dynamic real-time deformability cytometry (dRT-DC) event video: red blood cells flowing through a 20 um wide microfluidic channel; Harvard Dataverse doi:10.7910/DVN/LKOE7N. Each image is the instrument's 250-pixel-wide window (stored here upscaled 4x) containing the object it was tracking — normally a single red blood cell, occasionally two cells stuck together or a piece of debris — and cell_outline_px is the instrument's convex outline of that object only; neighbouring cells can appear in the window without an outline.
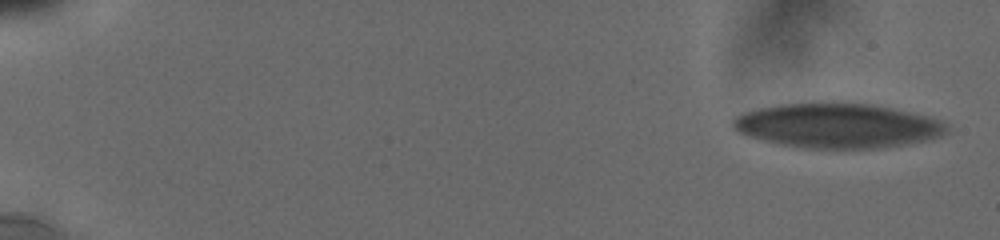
{"species": "human", "species_latin": "Homo sapiens", "temperature_condition": "cold", "stored_images_in_passage": 8, "camera_frame_rate_fps": 3000, "um_per_image_px": 0.085, "donor": {"sex": "male"}, "frame": {"image": 1, "passage_image": 1, "time_ms": 0.0, "image_size_px": [1000, 240], "cell_outline_px": [[948, 132], [940, 136], [924, 140], [876, 148], [804, 148], [764, 140], [748, 136], [736, 132], [732, 124], [732, 120], [736, 116], [760, 108], [776, 104], [832, 100], [836, 100], [872, 104], [908, 112], [924, 116], [948, 124]], "centroid_in_image_um": [71.13, 10.64], "position_along_channel_um": 13.9, "area_um2": 55.66}}
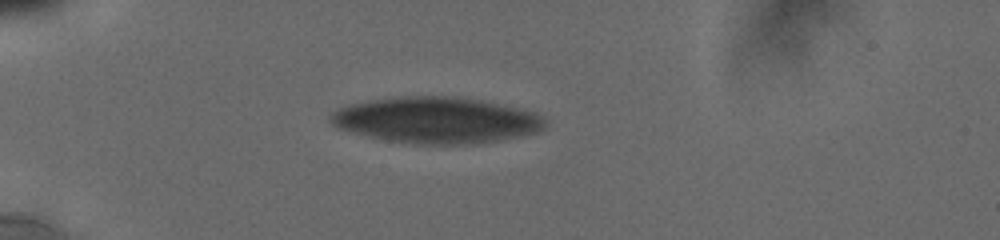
{"frame": {"image": 2, "passage_image": 6, "time_ms": 4.667, "image_size_px": [1000, 240], "cell_outline_px": [[544, 128], [536, 132], [504, 140], [472, 144], [412, 144], [388, 140], [368, 136], [336, 128], [328, 120], [328, 116], [332, 112], [348, 104], [368, 100], [392, 96], [460, 96], [520, 108], [536, 112], [544, 120]], "centroid_in_image_um": [37.05, 10.2], "position_along_channel_um": 47.9, "area_um2": 58.15}}